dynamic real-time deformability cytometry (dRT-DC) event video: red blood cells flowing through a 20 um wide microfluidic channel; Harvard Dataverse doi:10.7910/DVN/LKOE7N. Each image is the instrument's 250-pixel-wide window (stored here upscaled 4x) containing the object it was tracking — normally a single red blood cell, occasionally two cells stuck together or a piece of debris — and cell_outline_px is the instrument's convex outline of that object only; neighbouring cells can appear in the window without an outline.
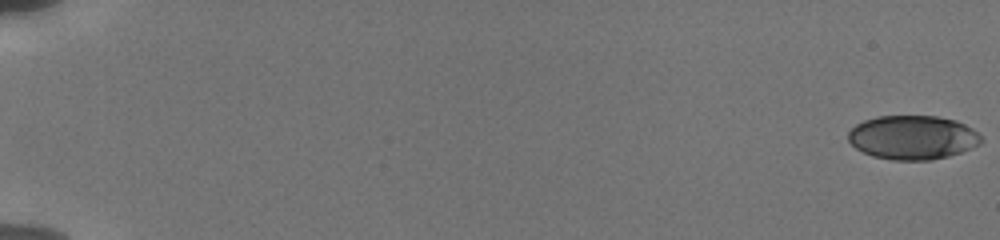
{"species": "human", "species_latin": "Homo sapiens", "temperature_condition": "cold", "stored_images_in_passage": 14, "camera_frame_rate_fps": 3000, "um_per_image_px": 0.085, "donor": {"sex": "male"}, "frame": {"image": 1, "passage_image": 1, "time_ms": 0.0, "image_size_px": [1000, 240], "cell_outline_px": [[984, 140], [980, 144], [960, 152], [948, 156], [932, 160], [892, 160], [872, 156], [856, 148], [848, 140], [848, 132], [856, 124], [864, 120], [876, 116], [936, 116], [956, 120], [972, 128]], "centroid_in_image_um": [77.57, 11.68], "position_along_channel_um": 7.4, "area_um2": 34.1}}